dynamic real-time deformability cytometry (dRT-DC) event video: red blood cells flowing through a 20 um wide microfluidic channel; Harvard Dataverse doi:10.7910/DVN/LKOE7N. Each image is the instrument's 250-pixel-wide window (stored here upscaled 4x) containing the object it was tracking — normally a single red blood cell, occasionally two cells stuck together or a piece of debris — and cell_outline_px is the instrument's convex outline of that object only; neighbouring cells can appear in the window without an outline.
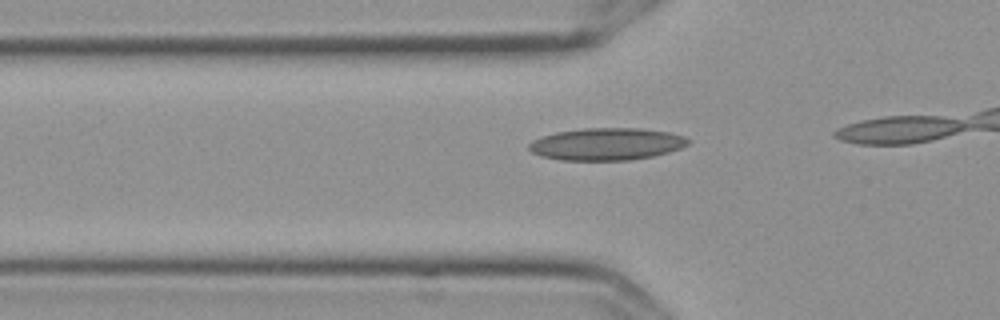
{"species": "Egyptian fruit bat (a non-hibernating species)", "species_latin": "Rousettus aegyptiacus", "temperature_condition": "cold", "stored_images_in_passage": 9, "camera_frame_rate_fps": 3000, "um_per_image_px": 0.085, "frame": {"image": 1, "passage_image": 4, "time_ms": 1.0, "image_size_px": [1000, 320], "cell_outline_px": [[692, 140], [688, 144], [680, 148], [668, 152], [652, 156], [628, 160], [560, 160], [540, 156], [532, 152], [528, 148], [528, 144], [532, 140], [556, 132], [584, 128], [640, 128], [668, 132], [684, 136]], "centroid_in_image_um": [51.55, 12.24], "position_along_channel_um": 74.2, "area_um2": 29.88}}
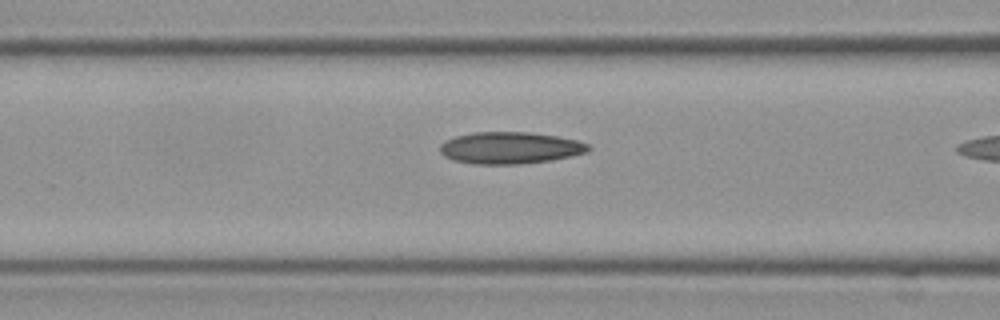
{"frame": {"image": 2, "passage_image": 8, "time_ms": 2.333, "image_size_px": [1000, 320], "cell_outline_px": [[592, 148], [588, 152], [572, 156], [552, 160], [520, 164], [472, 164], [452, 160], [444, 156], [440, 152], [440, 144], [444, 140], [456, 136], [472, 132], [528, 132], [556, 136], [576, 140], [588, 144]], "centroid_in_image_um": [43.34, 12.57], "position_along_channel_um": 123.3, "area_um2": 27.74}}